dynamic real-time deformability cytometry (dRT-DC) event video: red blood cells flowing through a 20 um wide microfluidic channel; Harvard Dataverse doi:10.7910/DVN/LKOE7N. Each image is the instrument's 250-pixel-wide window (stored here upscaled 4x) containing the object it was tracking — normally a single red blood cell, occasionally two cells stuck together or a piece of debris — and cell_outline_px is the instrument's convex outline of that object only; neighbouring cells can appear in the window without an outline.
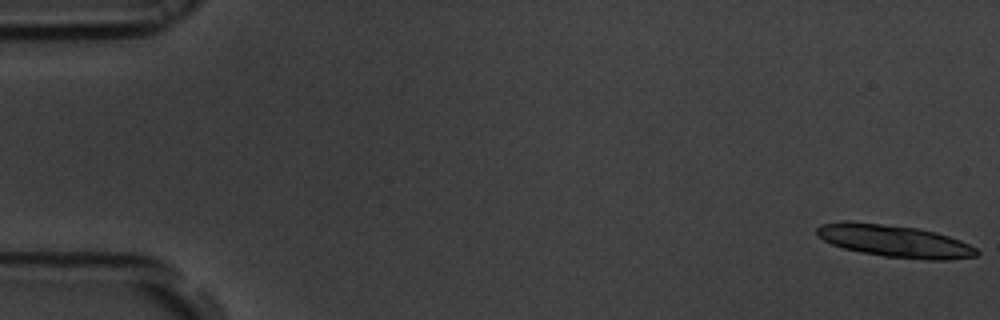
{"species": "common noctule bat (a hibernating species)", "species_latin": "Nyctalus noctula", "temperature_condition": "room temperature", "stored_images_in_passage": 27, "camera_frame_rate_fps": 3000, "um_per_image_px": 0.085, "animal": {"sex": "male", "body_mass_g": 19.5, "forearm_length_mm": 54.6}, "frame": {"image": 1, "passage_image": 1, "time_ms": 0.0, "image_size_px": [1000, 320], "cell_outline_px": [[980, 252], [976, 256], [948, 260], [928, 260], [884, 256], [860, 252], [844, 248], [832, 244], [816, 236], [816, 228], [820, 224], [844, 220], [852, 220], [920, 228], [936, 232], [960, 240], [976, 248]], "centroid_in_image_um": [76.0, 20.47], "position_along_channel_um": 9.0, "area_um2": 30.4}}
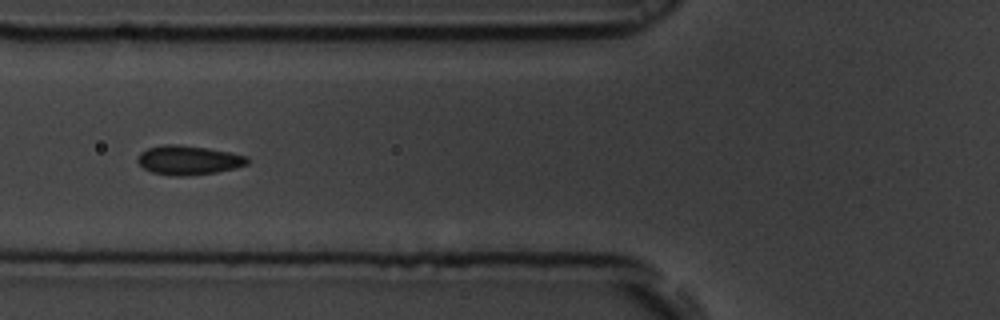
{"frame": {"image": 2, "passage_image": 22, "time_ms": 7.0, "image_size_px": [1000, 320], "cell_outline_px": [[248, 164], [216, 172], [184, 176], [176, 176], [152, 172], [144, 168], [136, 160], [140, 152], [148, 148], [164, 144], [176, 144], [208, 148], [248, 156]], "centroid_in_image_um": [15.99, 13.6], "position_along_channel_um": 109.8, "area_um2": 18.5}}